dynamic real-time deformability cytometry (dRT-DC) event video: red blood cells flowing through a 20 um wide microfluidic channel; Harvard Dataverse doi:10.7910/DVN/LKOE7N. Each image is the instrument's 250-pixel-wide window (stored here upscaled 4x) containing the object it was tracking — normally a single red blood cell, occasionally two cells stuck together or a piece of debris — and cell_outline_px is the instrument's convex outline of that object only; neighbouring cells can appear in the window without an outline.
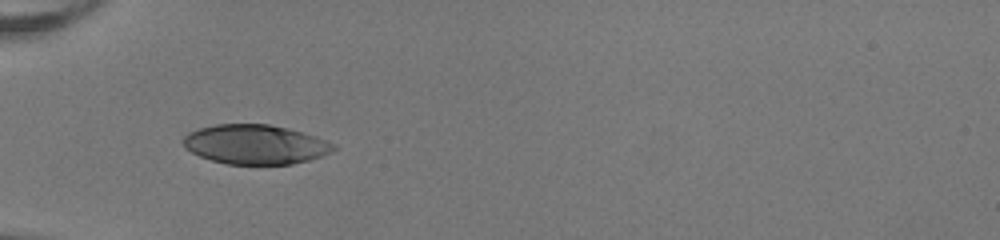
{"species": "human", "species_latin": "Homo sapiens", "temperature_condition": "room temperature", "stored_images_in_passage": 35, "camera_frame_rate_fps": 3000, "um_per_image_px": 0.085, "donor": {"sex": "female"}, "frame": {"image": 1, "passage_image": 1, "time_ms": 0.0, "image_size_px": [1000, 240], "cell_outline_px": [[336, 148], [320, 156], [308, 160], [292, 164], [228, 164], [212, 160], [200, 156], [192, 152], [184, 144], [184, 136], [188, 132], [200, 128], [216, 124], [268, 124], [288, 128], [316, 136], [336, 144]], "centroid_in_image_um": [21.72, 12.27], "position_along_channel_um": 63.3, "area_um2": 34.28}}
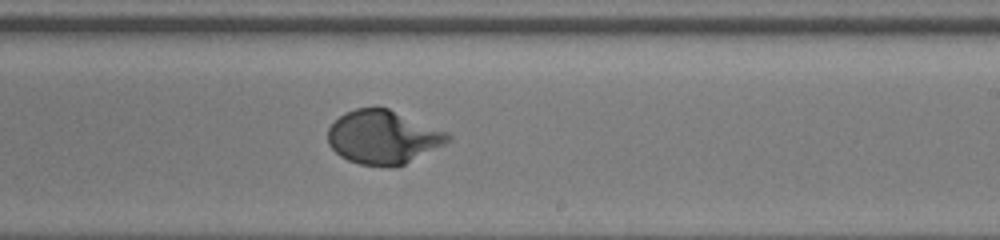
{"frame": {"image": 2, "passage_image": 16, "time_ms": 5.0, "image_size_px": [1000, 240], "cell_outline_px": [[452, 140], [404, 164], [360, 164], [348, 160], [340, 156], [328, 144], [328, 128], [344, 112], [356, 108], [388, 108], [448, 132], [452, 136]], "centroid_in_image_um": [32.55, 11.62], "position_along_channel_um": 256.4, "area_um2": 36.76}}
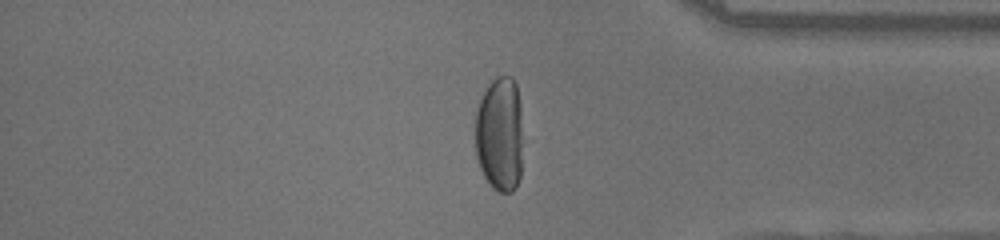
{"frame": {"image": 3, "passage_image": 27, "time_ms": 8.667, "image_size_px": [1000, 240], "cell_outline_px": [[520, 176], [512, 192], [500, 192], [492, 188], [484, 176], [480, 168], [476, 156], [476, 112], [480, 100], [488, 84], [496, 76], [512, 76], [516, 84], [520, 104]], "centroid_in_image_um": [42.45, 11.39], "position_along_channel_um": 392.7, "area_um2": 31.62}, "authors_computed_cell_mechanics": {"area_um2": 37.1076, "velocity_mm_per_s": 4.0078, "shape_relaxation_time_tau1_ms": 3.4917, "shape_relaxation_time_tau2_ms": null, "deformation_change_tau1": 0.2255, "deformation_change_tau2": null}}